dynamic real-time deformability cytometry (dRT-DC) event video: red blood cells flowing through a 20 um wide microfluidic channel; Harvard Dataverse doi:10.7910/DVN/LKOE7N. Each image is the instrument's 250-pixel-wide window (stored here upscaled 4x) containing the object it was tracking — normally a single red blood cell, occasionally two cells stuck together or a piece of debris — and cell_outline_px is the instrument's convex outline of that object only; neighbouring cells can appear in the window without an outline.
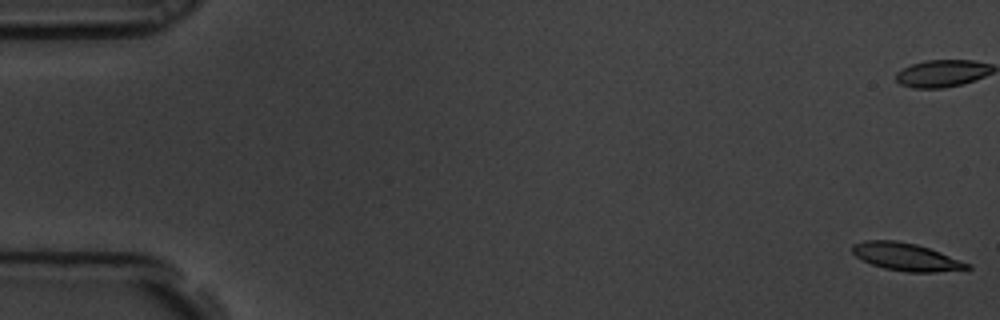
{"species": "common noctule bat (a hibernating species)", "species_latin": "Nyctalus noctula", "temperature_condition": "room temperature", "stored_images_in_passage": 6, "camera_frame_rate_fps": 3000, "um_per_image_px": 0.085, "animal": {"sex": "male", "body_mass_g": 19.5, "forearm_length_mm": 54.6}, "frame": {"image": 1, "passage_image": 1, "time_ms": 0.0, "image_size_px": [1000, 320], "cell_outline_px": [[972, 268], [936, 272], [908, 272], [884, 268], [872, 264], [856, 256], [852, 252], [852, 244], [864, 240], [896, 240], [916, 244], [940, 252], [972, 264]], "centroid_in_image_um": [77.03, 21.83], "position_along_channel_um": 8.0, "area_um2": 18.44}}